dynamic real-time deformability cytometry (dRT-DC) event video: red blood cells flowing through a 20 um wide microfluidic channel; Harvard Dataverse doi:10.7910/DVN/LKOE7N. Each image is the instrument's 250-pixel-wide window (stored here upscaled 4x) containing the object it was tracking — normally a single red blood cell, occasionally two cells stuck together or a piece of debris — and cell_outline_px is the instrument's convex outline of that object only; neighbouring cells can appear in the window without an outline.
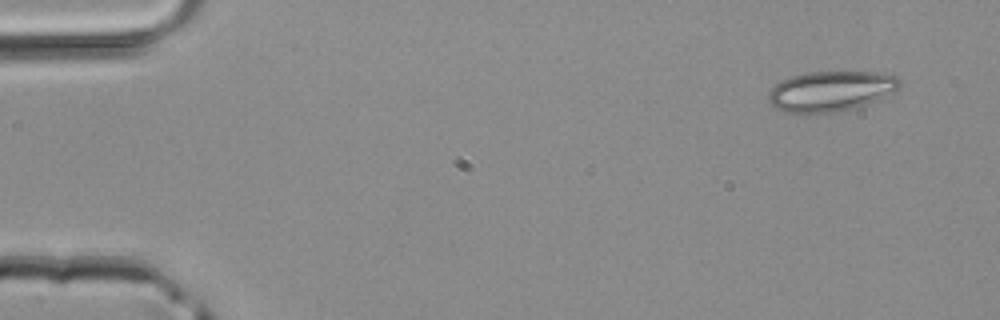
{"species": "common noctule bat (a hibernating species)", "species_latin": "Nyctalus noctula", "temperature_condition": "room temperature", "stored_images_in_passage": 3, "camera_frame_rate_fps": 3000, "um_per_image_px": 0.085, "animal": {"sex": "male", "body_mass_g": 20.4}, "frame": {"image": 1, "passage_image": 1, "time_ms": 0.0, "image_size_px": [1000, 320], "cell_outline_px": [[900, 88], [876, 100], [852, 108], [836, 112], [784, 112], [776, 108], [768, 100], [768, 92], [776, 84], [792, 76], [808, 72], [884, 72], [900, 76]], "centroid_in_image_um": [70.65, 7.72], "position_along_channel_um": 14.3, "area_um2": 30.52}}